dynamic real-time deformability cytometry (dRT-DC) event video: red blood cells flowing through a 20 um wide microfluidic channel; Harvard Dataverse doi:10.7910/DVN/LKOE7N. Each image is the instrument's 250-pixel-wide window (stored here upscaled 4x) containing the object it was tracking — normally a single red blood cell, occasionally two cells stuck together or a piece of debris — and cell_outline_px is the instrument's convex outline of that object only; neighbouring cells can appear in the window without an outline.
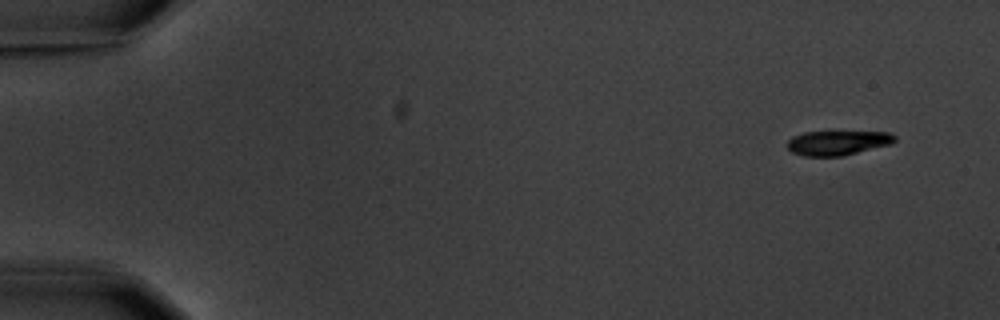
{"species": "common noctule bat (a hibernating species)", "species_latin": "Nyctalus noctula", "temperature_condition": "warm", "stored_images_in_passage": 5, "camera_frame_rate_fps": 3000, "um_per_image_px": 0.085, "animal": {"sex": "male", "body_mass_g": 20.1, "forearm_length_mm": 53.5}, "frame": {"image": 1, "passage_image": 1, "time_ms": 0.0, "image_size_px": [1000, 320], "cell_outline_px": [[896, 140], [892, 144], [844, 156], [804, 156], [792, 152], [788, 148], [788, 140], [792, 136], [804, 132], [888, 132], [896, 136]], "centroid_in_image_um": [71.22, 12.14], "position_along_channel_um": 13.8, "area_um2": 15.43}}